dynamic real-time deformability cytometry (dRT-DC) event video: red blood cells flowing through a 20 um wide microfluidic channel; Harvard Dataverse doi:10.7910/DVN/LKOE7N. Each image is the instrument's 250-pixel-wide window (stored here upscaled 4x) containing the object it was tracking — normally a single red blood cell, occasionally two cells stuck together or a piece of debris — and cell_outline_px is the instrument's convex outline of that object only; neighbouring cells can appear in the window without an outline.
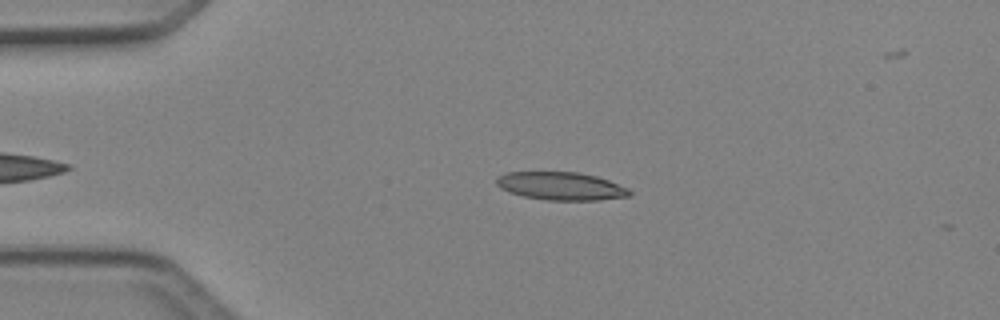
{"species": "Egyptian fruit bat (a non-hibernating species)", "species_latin": "Rousettus aegyptiacus", "temperature_condition": "cold", "stored_images_in_passage": 38, "camera_frame_rate_fps": 3000, "um_per_image_px": 0.085, "animal": {"sex": "female"}, "frame": {"image": 1, "passage_image": 6, "time_ms": 1.667, "image_size_px": [1000, 320], "cell_outline_px": [[632, 196], [600, 200], [548, 200], [524, 196], [508, 192], [500, 188], [496, 184], [496, 176], [504, 172], [580, 172], [596, 176], [608, 180], [628, 188], [632, 192]], "centroid_in_image_um": [47.67, 15.81], "position_along_channel_um": 37.3, "area_um2": 21.91}}
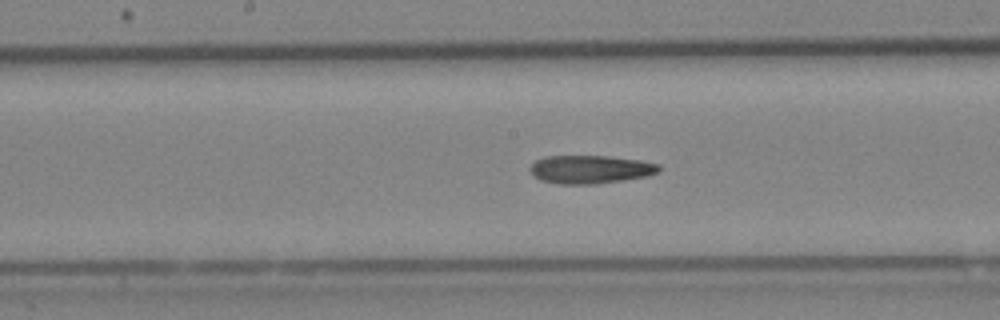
{"frame": {"image": 2, "passage_image": 20, "time_ms": 6.333, "image_size_px": [1000, 320], "cell_outline_px": [[660, 172], [648, 176], [624, 180], [596, 184], [560, 184], [540, 180], [532, 176], [528, 168], [536, 160], [544, 156], [608, 156], [640, 160], [660, 164]], "centroid_in_image_um": [50.17, 14.4], "position_along_channel_um": 198.0, "area_um2": 21.5}}
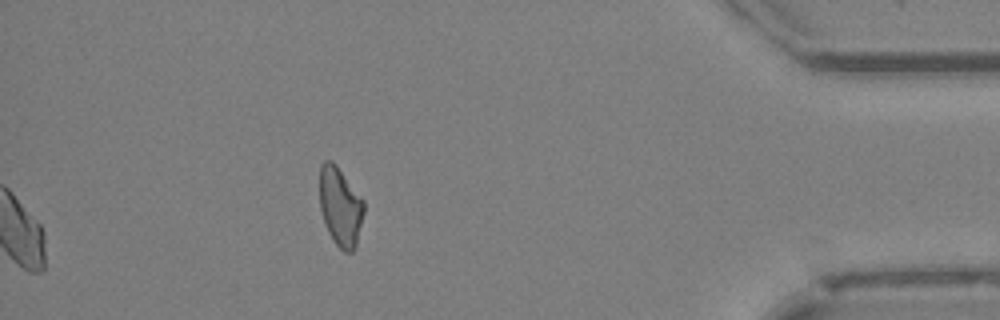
{"frame": {"image": 3, "passage_image": 38, "time_ms": 12.333, "image_size_px": [1000, 320], "cell_outline_px": [[364, 212], [356, 248], [352, 252], [344, 252], [332, 240], [328, 232], [320, 208], [320, 164], [324, 160], [332, 160], [336, 164], [364, 200]], "centroid_in_image_um": [28.93, 17.56], "position_along_channel_um": 406.3, "area_um2": 20.52}}